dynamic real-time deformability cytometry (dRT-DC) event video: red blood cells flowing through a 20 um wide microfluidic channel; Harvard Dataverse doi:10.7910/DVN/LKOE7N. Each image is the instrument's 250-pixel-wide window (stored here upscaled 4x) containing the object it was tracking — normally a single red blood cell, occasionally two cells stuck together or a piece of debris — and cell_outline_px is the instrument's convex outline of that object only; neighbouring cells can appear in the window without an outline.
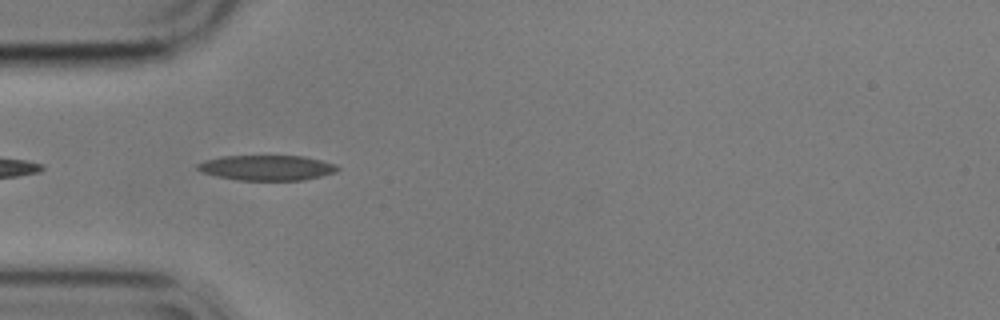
{"species": "common noctule bat (a hibernating species)", "species_latin": "Nyctalus noctula", "temperature_condition": "cold", "stored_images_in_passage": 25, "camera_frame_rate_fps": 3000, "um_per_image_px": 0.085, "animal": {"sex": "male", "body_mass_g": 17.9}, "frame": {"image": 1, "passage_image": 1, "time_ms": 0.0, "image_size_px": [1000, 320], "cell_outline_px": [[340, 168], [336, 172], [304, 180], [236, 180], [216, 176], [204, 172], [196, 168], [196, 164], [204, 160], [220, 156], [304, 156], [336, 164]], "centroid_in_image_um": [22.67, 14.25], "position_along_channel_um": 62.3, "area_um2": 20.58}}
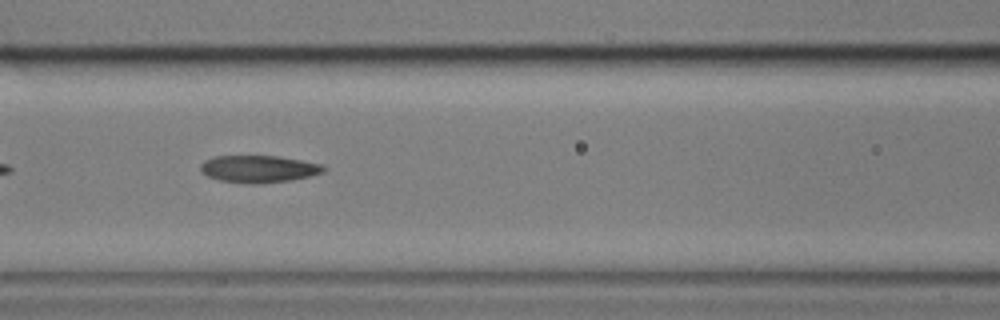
{"frame": {"image": 2, "passage_image": 8, "time_ms": 2.333, "image_size_px": [1000, 320], "cell_outline_px": [[324, 172], [292, 180], [260, 184], [244, 184], [220, 180], [208, 176], [200, 172], [200, 164], [204, 160], [216, 156], [276, 156], [300, 160], [320, 164], [324, 168]], "centroid_in_image_um": [21.93, 14.37], "position_along_channel_um": 144.7, "area_um2": 19.48}}